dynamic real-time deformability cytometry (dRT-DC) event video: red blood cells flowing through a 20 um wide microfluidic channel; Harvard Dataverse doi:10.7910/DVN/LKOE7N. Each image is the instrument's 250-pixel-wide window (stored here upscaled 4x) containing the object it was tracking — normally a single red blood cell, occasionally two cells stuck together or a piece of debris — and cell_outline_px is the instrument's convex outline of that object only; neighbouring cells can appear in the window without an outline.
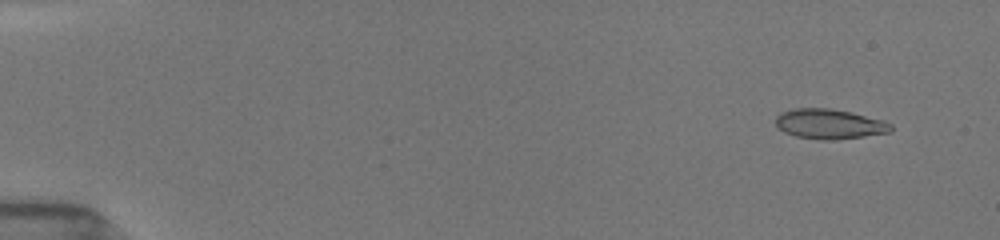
{"species": "common noctule bat (a hibernating species)", "species_latin": "Nyctalus noctula", "temperature_condition": "room temperature", "stored_images_in_passage": 53, "camera_frame_rate_fps": 3000, "um_per_image_px": 0.085, "animal": {"sex": "female", "body_mass_g": 19.5, "forearm_length_mm": 54.1}, "frame": {"image": 1, "passage_image": 4, "time_ms": 1.0, "image_size_px": [1000, 240], "cell_outline_px": [[892, 132], [864, 136], [828, 140], [824, 140], [796, 136], [784, 132], [776, 124], [776, 116], [780, 112], [796, 108], [832, 108], [852, 112], [884, 120], [892, 124]], "centroid_in_image_um": [70.53, 10.52], "position_along_channel_um": 14.5, "area_um2": 20.11}}
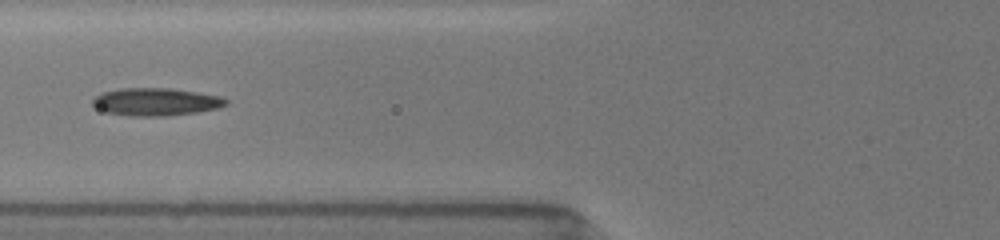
{"frame": {"image": 2, "passage_image": 22, "time_ms": 7.0, "image_size_px": [1000, 240], "cell_outline_px": [[228, 104], [216, 108], [196, 112], [164, 116], [128, 116], [104, 112], [92, 104], [92, 100], [100, 92], [120, 88], [172, 88], [220, 96], [228, 100]], "centroid_in_image_um": [13.21, 8.65], "position_along_channel_um": 112.6, "area_um2": 21.56}}
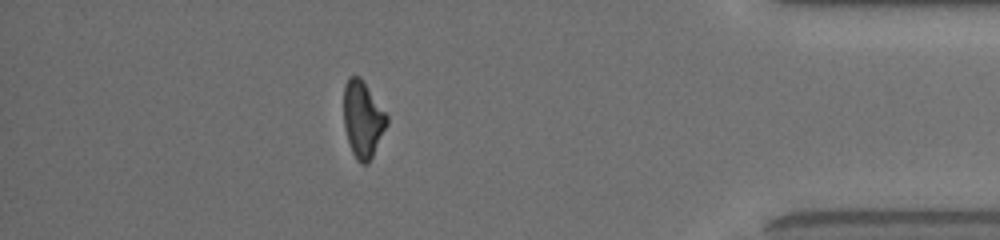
{"frame": {"image": 3, "passage_image": 47, "time_ms": 15.333, "image_size_px": [1000, 240], "cell_outline_px": [[388, 124], [368, 164], [360, 164], [356, 160], [352, 152], [344, 128], [344, 84], [348, 76], [360, 76], [388, 116]], "centroid_in_image_um": [30.83, 10.14], "position_along_channel_um": 404.4, "area_um2": 19.25}, "authors_computed_cell_mechanics": {"area_um2": 20.0566, "velocity_mm_per_s": 3.9275, "shape_relaxation_time_tau1_ms": 8.1459, "shape_relaxation_time_tau2_ms": 3.9486, "deformation_change_tau1": 0.227, "deformation_change_tau2": 0.1308}}